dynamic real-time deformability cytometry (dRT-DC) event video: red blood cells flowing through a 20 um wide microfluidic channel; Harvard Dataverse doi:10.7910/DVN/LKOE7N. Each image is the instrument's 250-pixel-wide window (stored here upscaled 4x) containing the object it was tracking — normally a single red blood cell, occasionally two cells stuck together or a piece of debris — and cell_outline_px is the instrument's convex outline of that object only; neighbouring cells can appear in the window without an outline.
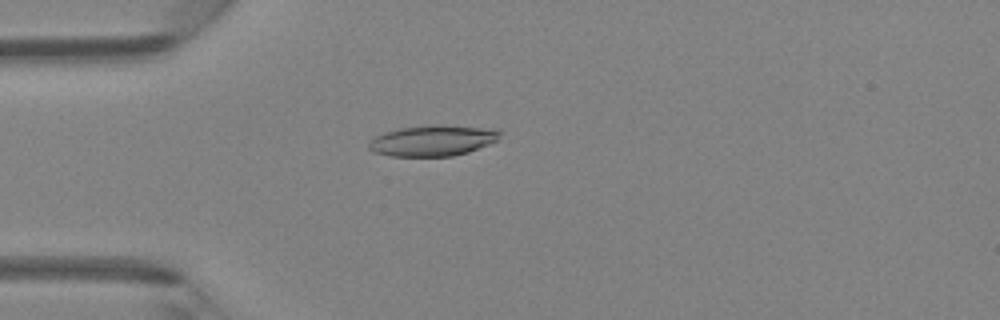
{"species": "Egyptian fruit bat (a non-hibernating species)", "species_latin": "Rousettus aegyptiacus", "temperature_condition": "room temperature", "stored_images_in_passage": 47, "camera_frame_rate_fps": 3000, "um_per_image_px": 0.085, "animal": {"sex": "female"}, "frame": {"image": 1, "passage_image": 13, "time_ms": 4.0, "image_size_px": [1000, 320], "cell_outline_px": [[500, 132], [496, 140], [488, 144], [468, 152], [452, 156], [392, 156], [372, 152], [368, 148], [368, 144], [376, 136], [384, 132], [400, 128], [432, 124], [440, 124], [496, 128]], "centroid_in_image_um": [36.77, 11.93], "position_along_channel_um": 48.2, "area_um2": 23.64}}
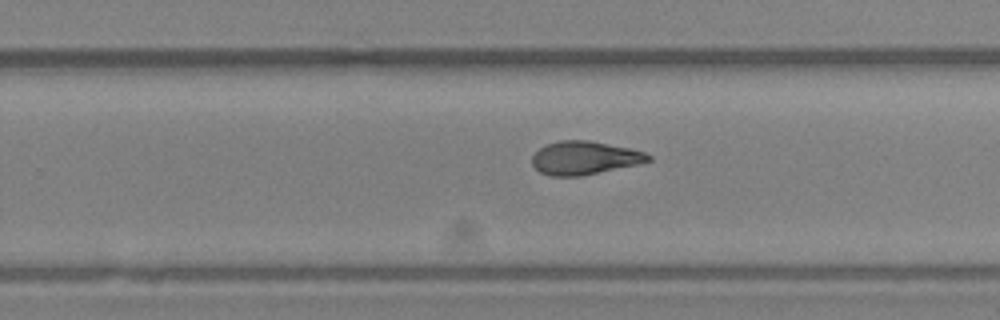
{"frame": {"image": 2, "passage_image": 30, "time_ms": 9.667, "image_size_px": [1000, 320], "cell_outline_px": [[652, 160], [636, 164], [580, 176], [548, 176], [540, 172], [532, 164], [532, 156], [544, 144], [560, 140], [588, 140], [628, 148], [644, 152], [652, 156]], "centroid_in_image_um": [49.64, 13.42], "position_along_channel_um": 280.2, "area_um2": 22.37}}
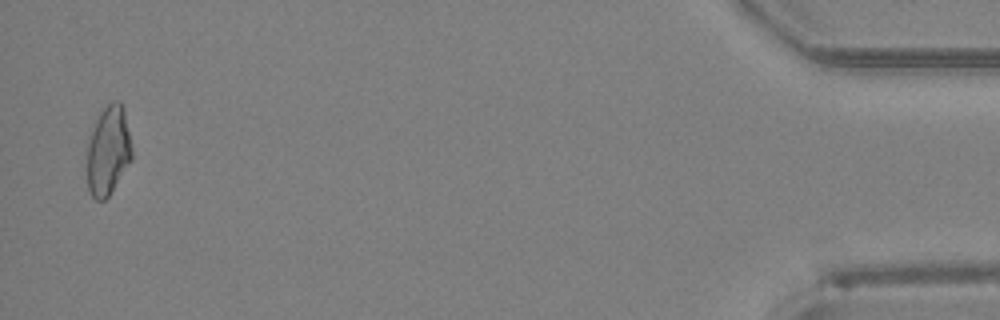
{"frame": {"image": 3, "passage_image": 46, "time_ms": 15.0, "image_size_px": [1000, 320], "cell_outline_px": [[132, 160], [108, 196], [104, 200], [96, 200], [92, 196], [88, 188], [88, 136], [100, 112], [112, 100], [120, 100], [124, 108], [132, 148]], "centroid_in_image_um": [9.21, 12.77], "position_along_channel_um": 426.0, "area_um2": 23.29}, "authors_computed_cell_mechanics": {"area_um2": 22.9466, "velocity_mm_per_s": 4.345, "shape_relaxation_time_tau1_ms": 8.5212, "shape_relaxation_time_tau2_ms": 2.4731, "deformation_change_tau1": 0.245, "deformation_change_tau2": 0.0936}}